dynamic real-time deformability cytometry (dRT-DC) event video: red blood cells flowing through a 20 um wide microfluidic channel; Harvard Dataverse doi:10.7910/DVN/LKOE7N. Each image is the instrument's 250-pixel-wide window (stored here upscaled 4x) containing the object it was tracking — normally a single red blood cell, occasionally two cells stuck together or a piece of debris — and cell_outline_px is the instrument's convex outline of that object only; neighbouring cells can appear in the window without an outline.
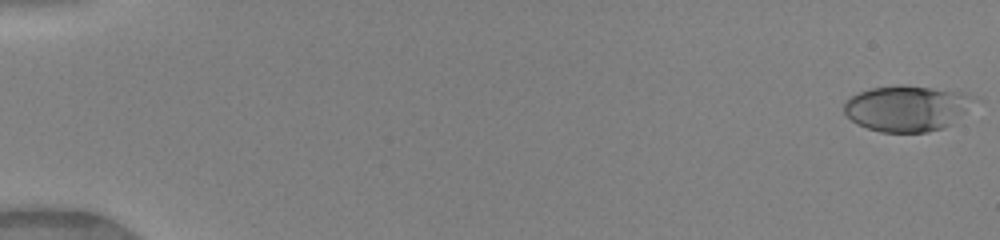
{"species": "human", "species_latin": "Homo sapiens", "temperature_condition": "warm", "stored_images_in_passage": 50, "camera_frame_rate_fps": 3000, "um_per_image_px": 0.085, "donor": {"sex": "female"}, "frame": {"image": 1, "passage_image": 1, "time_ms": 0.0, "image_size_px": [1000, 240], "cell_outline_px": [[980, 100], [944, 128], [928, 132], [880, 132], [856, 124], [844, 112], [844, 104], [852, 96], [860, 92], [872, 88], [900, 84], [904, 84], [956, 88], [980, 96]], "centroid_in_image_um": [77.22, 9.15], "position_along_channel_um": 7.8, "area_um2": 35.78}}
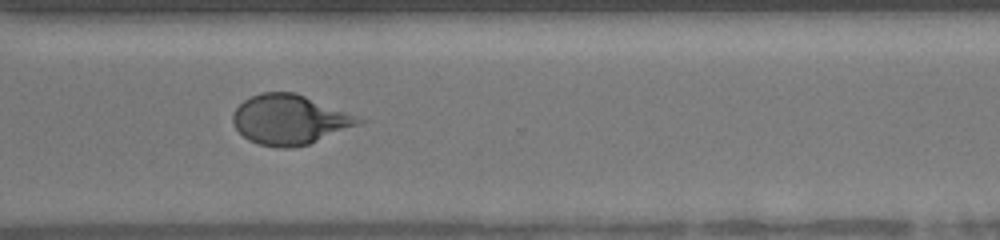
{"frame": {"image": 2, "passage_image": 38, "time_ms": 12.333, "image_size_px": [1000, 240], "cell_outline_px": [[368, 120], [308, 144], [292, 148], [276, 148], [260, 144], [248, 140], [236, 128], [232, 120], [232, 116], [236, 108], [244, 100], [260, 92], [296, 92]], "centroid_in_image_um": [24.6, 10.16], "position_along_channel_um": 346.0, "area_um2": 36.18}}
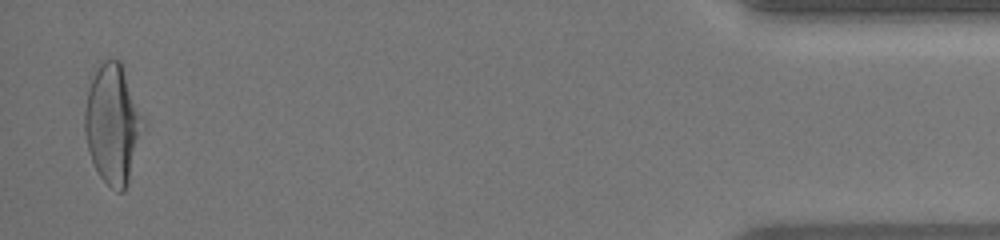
{"frame": {"image": 3, "passage_image": 49, "time_ms": 16.0, "image_size_px": [1000, 240], "cell_outline_px": [[144, 124], [128, 180], [124, 192], [120, 192], [112, 188], [100, 176], [92, 160], [88, 148], [84, 132], [84, 112], [88, 92], [92, 80], [100, 64], [104, 60], [120, 60], [144, 116]], "centroid_in_image_um": [9.58, 10.53], "position_along_channel_um": 425.6, "area_um2": 39.88}, "authors_computed_cell_mechanics": {"area_um2": 35.7493, "velocity_mm_per_s": 4.1445, "shape_relaxation_time_tau1_ms": 3.8674, "shape_relaxation_time_tau2_ms": 0.6863, "deformation_change_tau1": 0.1997, "deformation_change_tau2": 0.0698}}